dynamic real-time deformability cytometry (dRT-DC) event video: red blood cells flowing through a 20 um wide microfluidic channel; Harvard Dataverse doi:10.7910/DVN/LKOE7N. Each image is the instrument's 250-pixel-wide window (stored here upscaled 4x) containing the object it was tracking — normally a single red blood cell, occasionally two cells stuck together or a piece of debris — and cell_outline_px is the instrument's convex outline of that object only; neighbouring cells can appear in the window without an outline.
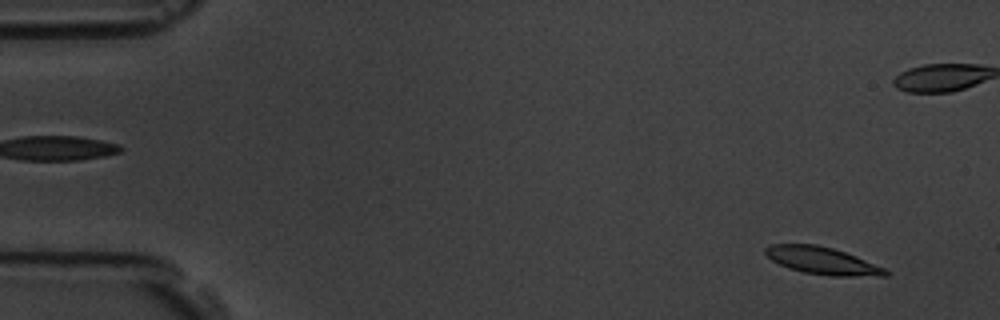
{"species": "common noctule bat (a hibernating species)", "species_latin": "Nyctalus noctula", "temperature_condition": "room temperature", "stored_images_in_passage": 57, "camera_frame_rate_fps": 3000, "um_per_image_px": 0.085, "animal": {"sex": "male", "body_mass_g": 19.5, "forearm_length_mm": 54.6}, "frame": {"image": 1, "passage_image": 4, "time_ms": 1.0, "image_size_px": [1000, 320], "cell_outline_px": [[892, 272], [888, 276], [832, 276], [804, 272], [788, 268], [772, 260], [764, 252], [764, 248], [772, 244], [816, 244], [832, 248], [856, 256], [884, 268]], "centroid_in_image_um": [69.92, 22.16], "position_along_channel_um": 15.1, "area_um2": 19.02}}
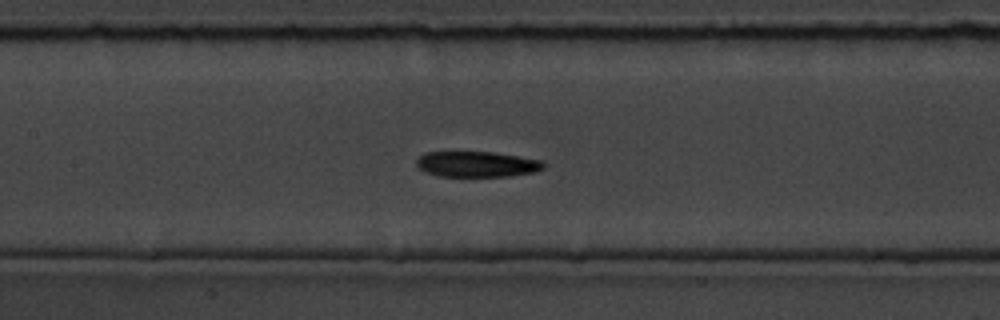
{"frame": {"image": 2, "passage_image": 26, "time_ms": 8.333, "image_size_px": [1000, 320], "cell_outline_px": [[544, 168], [536, 172], [512, 176], [440, 176], [424, 172], [416, 164], [416, 160], [424, 152], [496, 152], [540, 160], [544, 164]], "centroid_in_image_um": [40.54, 13.95], "position_along_channel_um": 166.9, "area_um2": 19.02}}
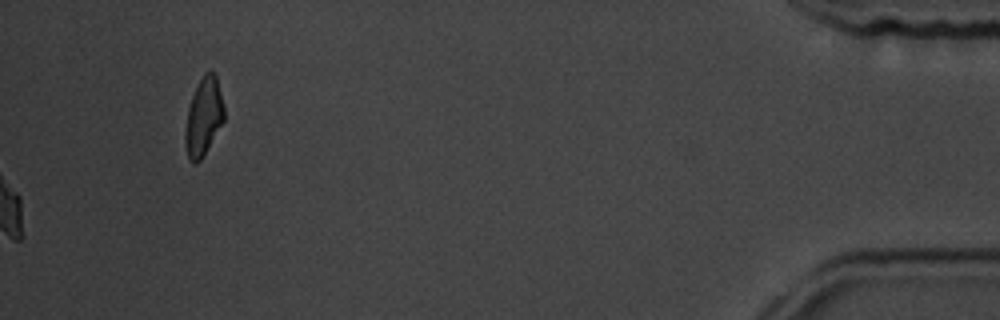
{"frame": {"image": 3, "passage_image": 57, "time_ms": 18.667, "image_size_px": [1000, 320], "cell_outline_px": [[224, 120], [200, 160], [196, 164], [192, 164], [188, 160], [184, 144], [184, 132], [188, 108], [192, 96], [204, 72], [212, 68], [216, 72], [224, 108]], "centroid_in_image_um": [17.29, 9.91], "position_along_channel_um": 417.9, "area_um2": 17.8}, "authors_computed_cell_mechanics": {"area_um2": 19.1318, "velocity_mm_per_s": 3.6466, "shape_relaxation_time_tau1_ms": 3.5415, "shape_relaxation_time_tau2_ms": 6.2233, "deformation_change_tau1": 0.1177, "deformation_change_tau2": 0.1339}}